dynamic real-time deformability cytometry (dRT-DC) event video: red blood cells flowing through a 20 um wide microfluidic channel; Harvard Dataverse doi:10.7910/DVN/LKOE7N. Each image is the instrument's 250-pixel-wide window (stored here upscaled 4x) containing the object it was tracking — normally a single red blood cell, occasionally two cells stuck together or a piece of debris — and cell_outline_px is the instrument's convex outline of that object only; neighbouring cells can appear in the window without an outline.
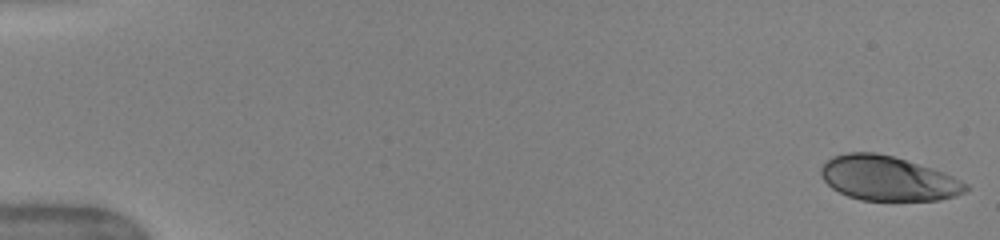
{"species": "human", "species_latin": "Homo sapiens", "temperature_condition": "warm", "stored_images_in_passage": 50, "camera_frame_rate_fps": 3000, "um_per_image_px": 0.085, "donor": {"sex": "female"}, "frame": {"image": 1, "passage_image": 1, "time_ms": 0.0, "image_size_px": [1000, 240], "cell_outline_px": [[968, 192], [956, 196], [940, 200], [860, 200], [848, 196], [832, 188], [820, 176], [820, 168], [832, 156], [848, 152], [876, 152], [892, 156], [932, 168], [944, 172], [968, 184]], "centroid_in_image_um": [75.48, 15.16], "position_along_channel_um": 9.5, "area_um2": 37.63}}
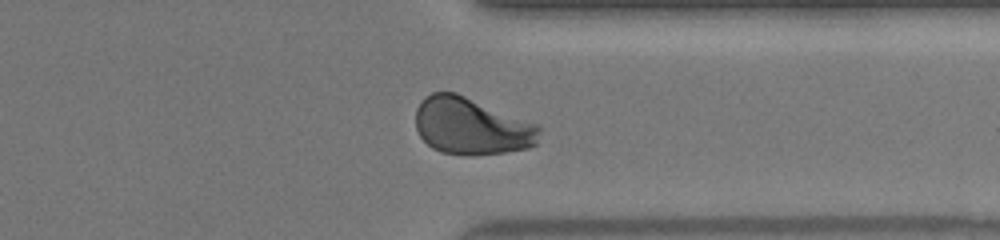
{"frame": {"image": 2, "passage_image": 40, "time_ms": 13.0, "image_size_px": [1000, 240], "cell_outline_px": [[540, 132], [536, 144], [528, 148], [504, 152], [468, 156], [440, 152], [432, 148], [420, 136], [416, 128], [416, 108], [420, 100], [424, 96], [432, 92], [456, 92], [540, 124]], "centroid_in_image_um": [40.07, 10.71], "position_along_channel_um": 371.3, "area_um2": 41.67}}
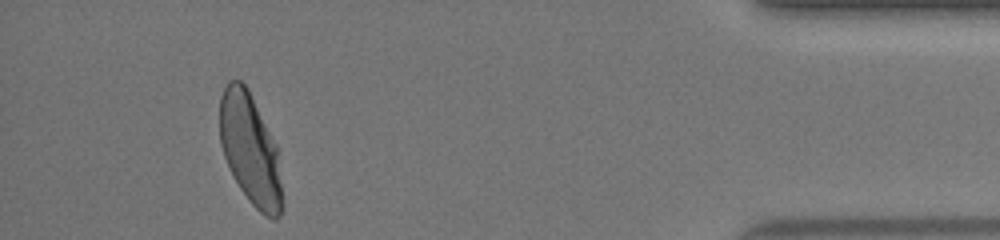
{"frame": {"image": 3, "passage_image": 47, "time_ms": 15.333, "image_size_px": [1000, 240], "cell_outline_px": [[280, 216], [276, 220], [272, 220], [264, 216], [252, 204], [240, 188], [224, 156], [220, 144], [220, 96], [228, 80], [240, 80], [248, 88], [276, 144], [280, 184]], "centroid_in_image_um": [21.24, 12.65], "position_along_channel_um": 414.0, "area_um2": 39.59}, "authors_computed_cell_mechanics": {"area_um2": 40.171, "velocity_mm_per_s": 4.0126, "shape_relaxation_time_tau1_ms": 3.5321, "shape_relaxation_time_tau2_ms": null, "deformation_change_tau1": 0.1639, "deformation_change_tau2": null}}